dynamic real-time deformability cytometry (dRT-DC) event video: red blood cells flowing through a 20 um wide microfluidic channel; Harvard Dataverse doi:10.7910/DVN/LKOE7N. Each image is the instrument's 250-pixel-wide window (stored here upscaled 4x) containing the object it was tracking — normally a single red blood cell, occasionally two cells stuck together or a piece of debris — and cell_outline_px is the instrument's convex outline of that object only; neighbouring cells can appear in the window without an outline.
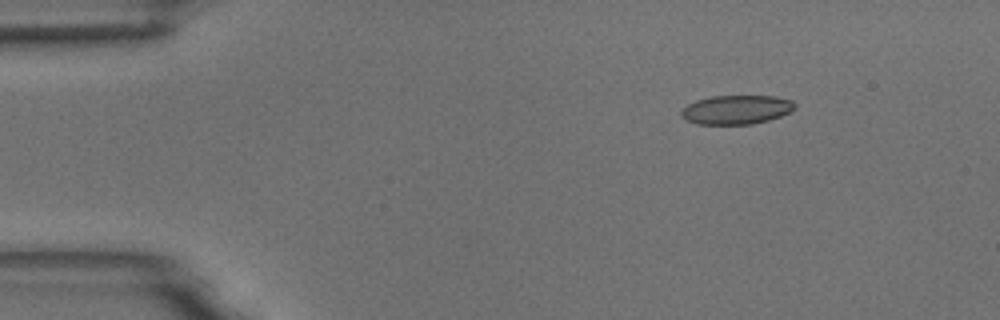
{"species": "common noctule bat (a hibernating species)", "species_latin": "Nyctalus noctula", "temperature_condition": "room temperature", "stored_images_in_passage": 45, "camera_frame_rate_fps": 3000, "um_per_image_px": 0.085, "animal": {"sex": "male", "body_mass_g": 18.8}, "frame": {"image": 1, "passage_image": 2, "time_ms": 0.333, "image_size_px": [1000, 320], "cell_outline_px": [[796, 108], [792, 112], [768, 120], [752, 124], [696, 124], [684, 120], [680, 116], [680, 112], [688, 104], [696, 100], [712, 96], [776, 96], [792, 100], [796, 104]], "centroid_in_image_um": [62.6, 9.32], "position_along_channel_um": 22.4, "area_um2": 19.42}}
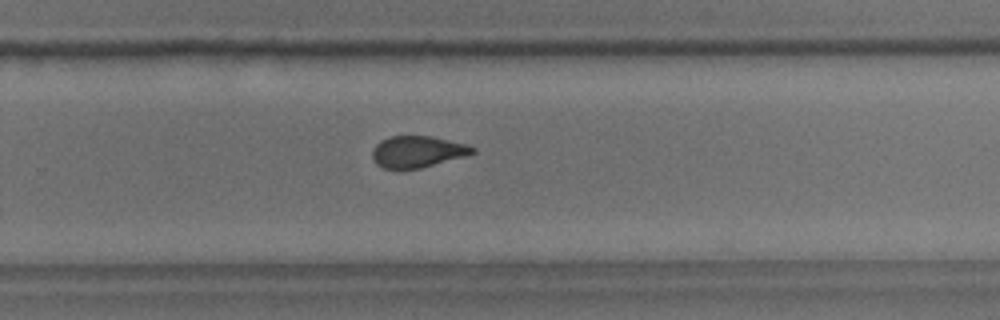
{"frame": {"image": 2, "passage_image": 30, "time_ms": 9.667, "image_size_px": [1000, 320], "cell_outline_px": [[476, 152], [464, 156], [420, 168], [384, 168], [376, 164], [372, 160], [372, 152], [376, 144], [380, 140], [392, 136], [432, 136], [468, 144], [476, 148]], "centroid_in_image_um": [35.49, 12.88], "position_along_channel_um": 294.3, "area_um2": 18.32}}
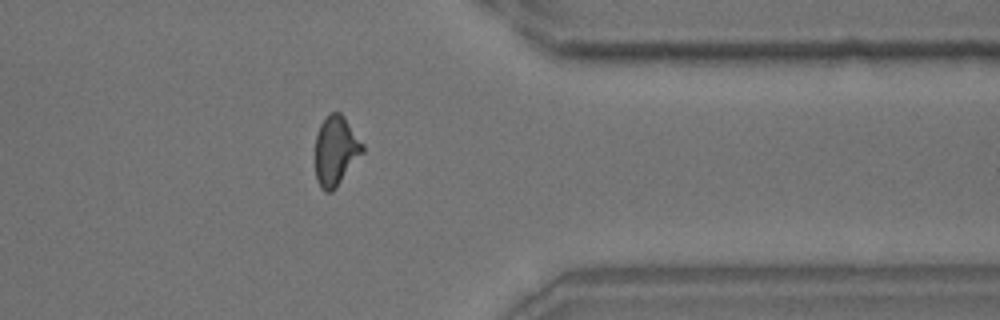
{"frame": {"image": 3, "passage_image": 38, "time_ms": 12.333, "image_size_px": [1000, 320], "cell_outline_px": [[364, 152], [336, 188], [332, 192], [324, 192], [320, 188], [316, 180], [316, 136], [320, 124], [332, 112], [340, 112], [344, 116], [364, 144]], "centroid_in_image_um": [28.55, 12.84], "position_along_channel_um": 382.8, "area_um2": 19.25}, "authors_computed_cell_mechanics": {"area_um2": 19.4786, "velocity_mm_per_s": 3.721, "shape_relaxation_time_tau1_ms": 5.513, "shape_relaxation_time_tau2_ms": 1.1687, "deformation_change_tau1": 0.1393, "deformation_change_tau2": 0.0654}}